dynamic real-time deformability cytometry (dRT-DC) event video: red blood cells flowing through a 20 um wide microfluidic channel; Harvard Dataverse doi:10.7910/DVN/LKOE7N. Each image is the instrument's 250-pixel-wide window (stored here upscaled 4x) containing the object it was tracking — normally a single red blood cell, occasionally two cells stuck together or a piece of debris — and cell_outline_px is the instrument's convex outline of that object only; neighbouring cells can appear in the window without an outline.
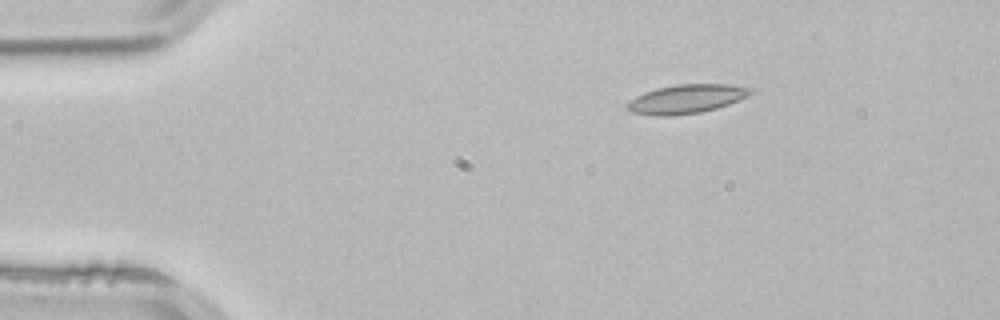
{"species": "common noctule bat (a hibernating species)", "species_latin": "Nyctalus noctula", "temperature_condition": "room temperature", "stored_images_in_passage": 3, "camera_frame_rate_fps": 3000, "um_per_image_px": 0.085, "animal": {"sex": "male", "body_mass_g": 21.5, "forearm_length_mm": 52.0}, "frame": {"image": 1, "passage_image": 1, "time_ms": 0.0, "image_size_px": [1000, 320], "cell_outline_px": [[752, 92], [748, 96], [728, 104], [716, 108], [700, 112], [672, 116], [656, 116], [632, 112], [628, 108], [628, 100], [644, 92], [656, 88], [676, 84], [728, 84], [752, 88]], "centroid_in_image_um": [58.33, 8.4], "position_along_channel_um": 26.7, "area_um2": 20.69}}
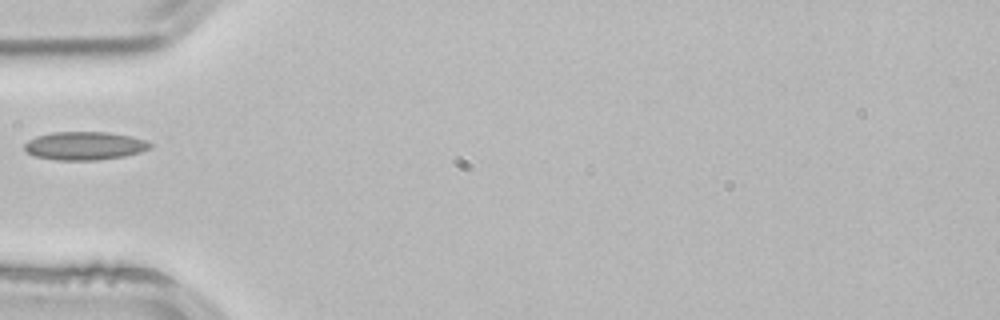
{"frame": {"image": 2, "passage_image": 3, "time_ms": 0.667, "image_size_px": [1000, 320], "cell_outline_px": [[152, 144], [148, 148], [140, 152], [124, 156], [96, 160], [56, 160], [36, 156], [28, 152], [24, 148], [24, 144], [28, 140], [36, 136], [52, 132], [108, 132], [132, 136], [144, 140]], "centroid_in_image_um": [7.17, 12.38], "position_along_channel_um": 77.8, "area_um2": 20.58}}